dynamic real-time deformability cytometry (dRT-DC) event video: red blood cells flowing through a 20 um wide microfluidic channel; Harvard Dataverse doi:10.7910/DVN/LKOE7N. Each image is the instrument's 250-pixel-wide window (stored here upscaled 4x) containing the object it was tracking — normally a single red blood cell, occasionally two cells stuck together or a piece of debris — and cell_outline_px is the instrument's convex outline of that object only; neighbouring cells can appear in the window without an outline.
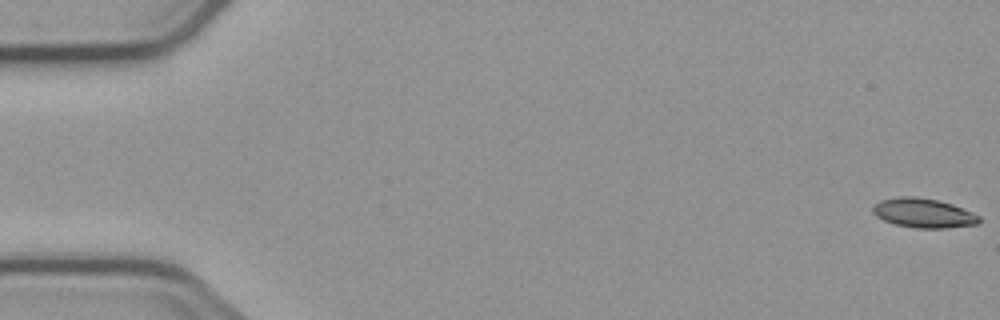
{"species": "common noctule bat (a hibernating species)", "species_latin": "Nyctalus noctula", "temperature_condition": "cold", "stored_images_in_passage": 5, "camera_frame_rate_fps": 3000, "um_per_image_px": 0.085, "animal": {"sex": "male", "body_mass_g": 23.1, "forearm_length_mm": 52.7}, "frame": {"image": 1, "passage_image": 1, "time_ms": 0.0, "image_size_px": [1000, 320], "cell_outline_px": [[980, 220], [976, 224], [948, 228], [916, 228], [896, 224], [884, 220], [876, 216], [872, 212], [872, 208], [880, 200], [900, 196], [912, 196], [936, 200], [952, 204], [972, 212], [980, 216]], "centroid_in_image_um": [78.49, 18.11], "position_along_channel_um": 6.5, "area_um2": 18.03}}
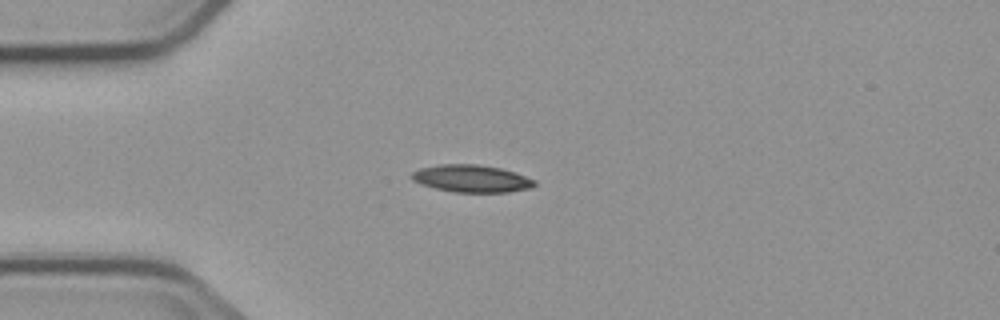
{"frame": {"image": 2, "passage_image": 5, "time_ms": 4.667, "image_size_px": [1000, 320], "cell_outline_px": [[536, 184], [532, 188], [508, 192], [456, 192], [436, 188], [420, 184], [412, 180], [408, 176], [412, 172], [420, 168], [440, 164], [476, 164], [500, 168], [536, 180]], "centroid_in_image_um": [40.05, 15.18], "position_along_channel_um": 45.0, "area_um2": 19.54}}